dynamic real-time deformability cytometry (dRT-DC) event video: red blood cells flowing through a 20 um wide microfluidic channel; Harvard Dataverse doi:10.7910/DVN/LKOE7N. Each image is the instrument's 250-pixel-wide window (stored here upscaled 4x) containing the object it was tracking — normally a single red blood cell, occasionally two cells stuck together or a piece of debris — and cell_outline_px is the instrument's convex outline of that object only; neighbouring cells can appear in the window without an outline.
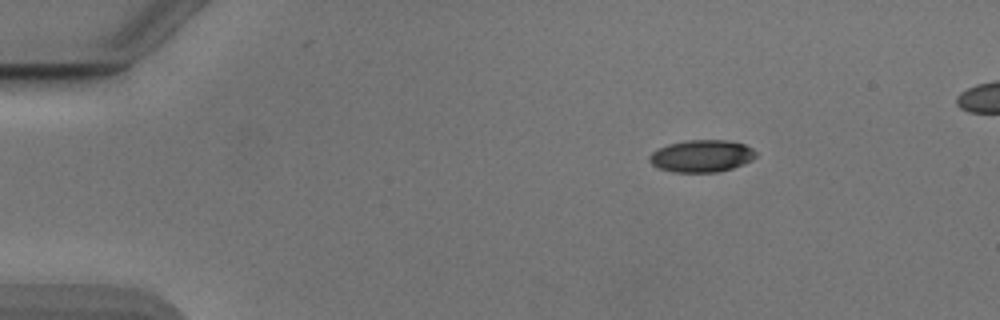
{"species": "Egyptian fruit bat (a non-hibernating species)", "species_latin": "Rousettus aegyptiacus", "temperature_condition": "cold", "stored_images_in_passage": 45, "camera_frame_rate_fps": 3000, "um_per_image_px": 0.085, "animal": {"sex": "male"}, "frame": {"image": 1, "passage_image": 1, "time_ms": 0.0, "image_size_px": [1000, 320], "cell_outline_px": [[756, 156], [752, 160], [744, 164], [732, 168], [716, 172], [676, 172], [656, 168], [648, 160], [648, 156], [652, 152], [668, 144], [684, 140], [728, 140], [744, 144], [752, 148], [756, 152]], "centroid_in_image_um": [59.63, 13.26], "position_along_channel_um": 25.4, "area_um2": 20.06}}
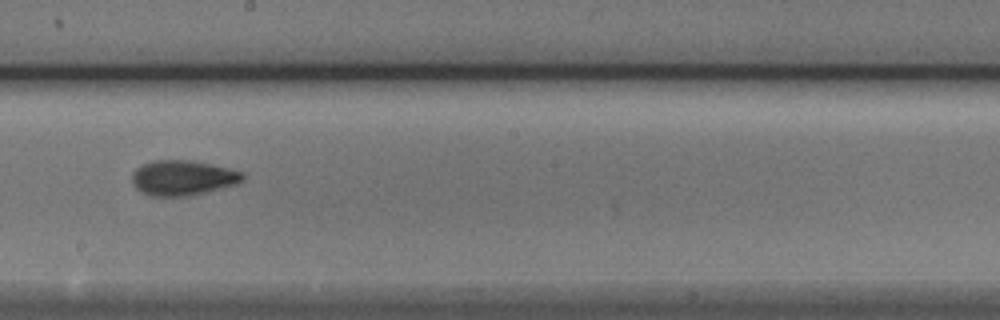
{"frame": {"image": 2, "passage_image": 23, "time_ms": 7.333, "image_size_px": [1000, 320], "cell_outline_px": [[244, 180], [236, 184], [208, 192], [188, 196], [148, 196], [140, 192], [136, 188], [132, 180], [132, 172], [136, 168], [152, 160], [192, 160], [228, 168], [244, 172]], "centroid_in_image_um": [15.53, 15.12], "position_along_channel_um": 232.7, "area_um2": 22.83}}
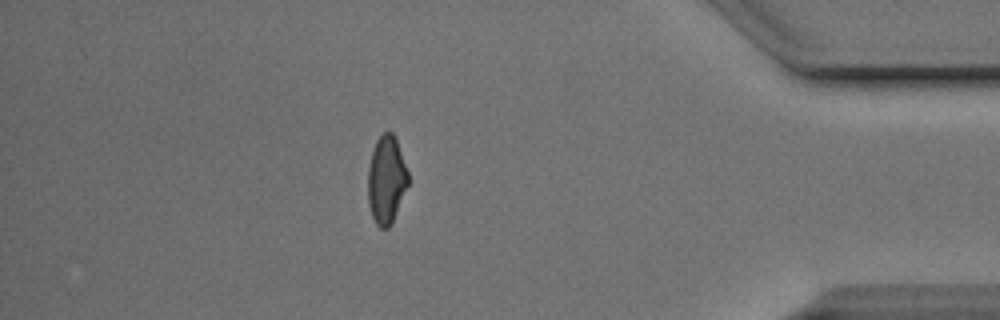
{"frame": {"image": 3, "passage_image": 39, "time_ms": 12.667, "image_size_px": [1000, 320], "cell_outline_px": [[408, 184], [392, 220], [388, 228], [380, 228], [376, 224], [372, 216], [368, 204], [368, 168], [372, 152], [376, 140], [388, 128], [392, 132], [396, 140], [408, 172]], "centroid_in_image_um": [32.82, 15.25], "position_along_channel_um": 402.4, "area_um2": 20.29}}